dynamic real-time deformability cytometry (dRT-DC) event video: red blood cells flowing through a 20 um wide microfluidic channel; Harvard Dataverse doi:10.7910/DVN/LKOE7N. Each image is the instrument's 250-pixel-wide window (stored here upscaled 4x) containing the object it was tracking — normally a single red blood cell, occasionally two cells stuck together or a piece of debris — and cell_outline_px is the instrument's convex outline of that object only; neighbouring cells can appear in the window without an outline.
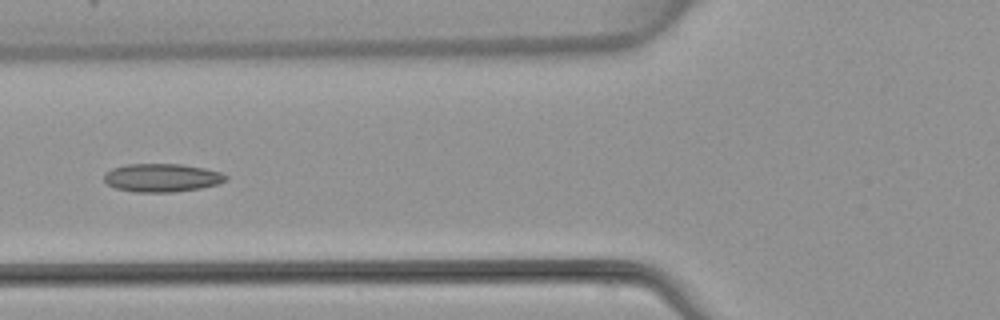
{"species": "common noctule bat (a hibernating species)", "species_latin": "Nyctalus noctula", "temperature_condition": "warm", "stored_images_in_passage": 5, "camera_frame_rate_fps": 3000, "um_per_image_px": 0.085, "animal": {"sex": "female", "body_mass_g": 22.7, "forearm_length_mm": 54.2}, "frame": {"image": 1, "passage_image": 5, "time_ms": 5.667, "image_size_px": [1000, 320], "cell_outline_px": [[228, 180], [220, 184], [200, 188], [172, 192], [132, 192], [116, 188], [108, 184], [104, 180], [104, 172], [112, 168], [124, 164], [180, 164], [204, 168], [220, 172], [228, 176]], "centroid_in_image_um": [13.76, 15.11], "position_along_channel_um": 112.0, "area_um2": 20.23}}